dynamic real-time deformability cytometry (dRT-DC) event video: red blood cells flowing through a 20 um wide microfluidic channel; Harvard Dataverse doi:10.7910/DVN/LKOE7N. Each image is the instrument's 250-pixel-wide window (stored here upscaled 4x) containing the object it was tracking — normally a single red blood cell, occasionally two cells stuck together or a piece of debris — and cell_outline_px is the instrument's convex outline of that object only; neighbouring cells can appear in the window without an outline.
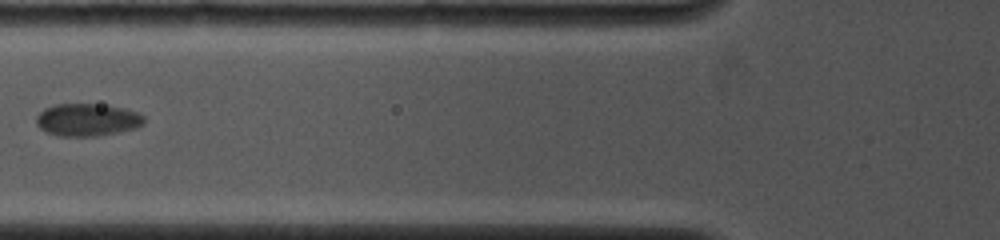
{"species": "common noctule bat (a hibernating species)", "species_latin": "Nyctalus noctula", "temperature_condition": "cold", "stored_images_in_passage": 12, "camera_frame_rate_fps": 4000, "um_per_image_px": 0.085, "animal": {"sex": "female", "body_mass_g": 19.0, "forearm_length_mm": 53.3}, "frame": {"image": 1, "passage_image": 4, "time_ms": 1.75, "image_size_px": [1000, 240], "cell_outline_px": [[144, 124], [136, 128], [100, 136], [60, 136], [48, 132], [40, 128], [36, 124], [36, 116], [44, 108], [56, 104], [100, 104], [124, 108], [136, 112], [144, 116]], "centroid_in_image_um": [7.42, 10.18], "position_along_channel_um": 118.4, "area_um2": 20.46}}
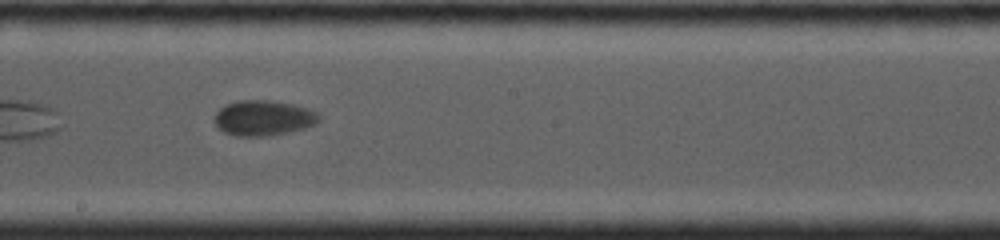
{"frame": {"image": 2, "passage_image": 9, "time_ms": 4.5, "image_size_px": [1000, 240], "cell_outline_px": [[320, 120], [316, 124], [304, 128], [288, 132], [268, 136], [236, 136], [224, 132], [212, 120], [216, 112], [224, 104], [240, 100], [268, 100], [292, 104], [308, 108], [316, 112], [320, 116]], "centroid_in_image_um": [22.37, 10.02], "position_along_channel_um": 225.8, "area_um2": 21.62}}
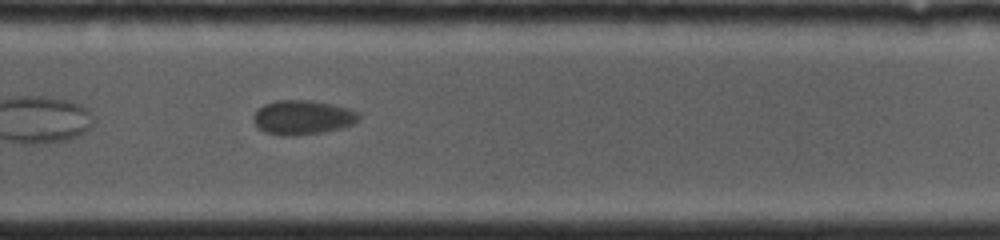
{"frame": {"image": 3, "passage_image": 12, "time_ms": 6.5, "image_size_px": [1000, 240], "cell_outline_px": [[360, 120], [352, 124], [340, 128], [320, 132], [292, 136], [284, 136], [264, 132], [252, 120], [252, 116], [264, 104], [276, 100], [308, 100], [332, 104], [348, 108], [360, 112]], "centroid_in_image_um": [25.73, 9.97], "position_along_channel_um": 304.1, "area_um2": 21.04}}